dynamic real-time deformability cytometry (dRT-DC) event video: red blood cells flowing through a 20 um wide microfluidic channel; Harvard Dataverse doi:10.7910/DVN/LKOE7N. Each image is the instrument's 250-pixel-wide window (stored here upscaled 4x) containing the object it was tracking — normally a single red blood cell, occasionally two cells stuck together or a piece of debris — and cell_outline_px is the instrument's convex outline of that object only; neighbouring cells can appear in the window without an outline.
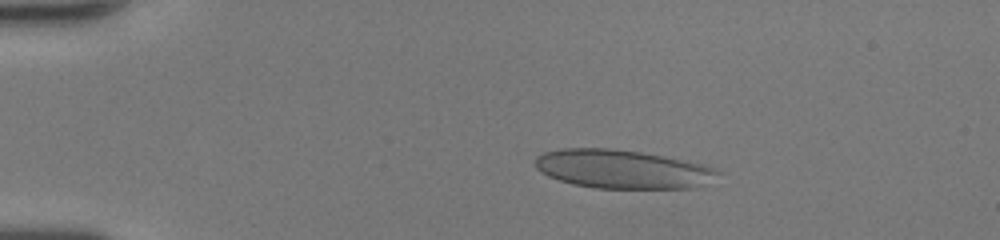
{"species": "human", "species_latin": "Homo sapiens", "temperature_condition": "room temperature", "stored_images_in_passage": 40, "camera_frame_rate_fps": 3000, "um_per_image_px": 0.085, "donor": {"sex": "female"}, "frame": {"image": 1, "passage_image": 1, "time_ms": 0.0, "image_size_px": [1000, 240], "cell_outline_px": [[724, 172], [692, 188], [596, 188], [572, 184], [548, 176], [540, 172], [536, 168], [536, 156], [544, 152], [560, 148], [612, 148], [640, 152], [704, 164], [716, 168]], "centroid_in_image_um": [52.86, 14.37], "position_along_channel_um": 32.1, "area_um2": 40.98}}
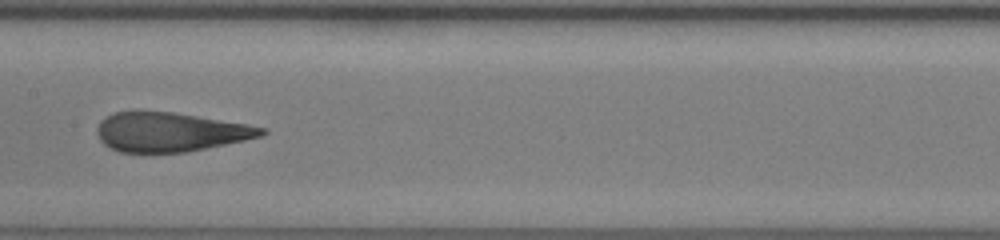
{"frame": {"image": 2, "passage_image": 17, "time_ms": 5.333, "image_size_px": [1000, 240], "cell_outline_px": [[268, 132], [260, 136], [244, 140], [184, 152], [120, 152], [108, 148], [100, 140], [96, 132], [96, 128], [100, 120], [112, 112], [172, 112], [248, 124], [268, 128]], "centroid_in_image_um": [14.44, 11.22], "position_along_channel_um": 193.0, "area_um2": 37.34}}
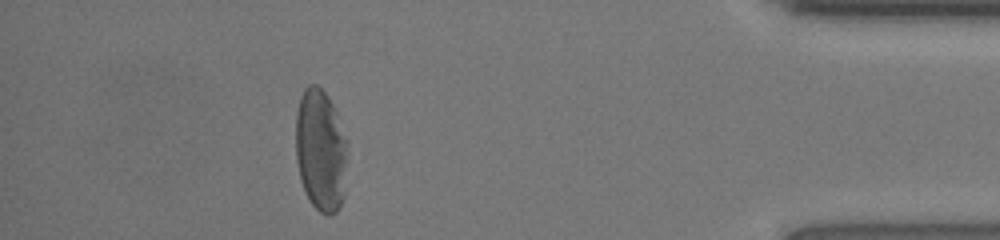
{"frame": {"image": 3, "passage_image": 35, "time_ms": 11.333, "image_size_px": [1000, 240], "cell_outline_px": [[348, 140], [344, 196], [336, 212], [328, 216], [320, 212], [312, 204], [304, 192], [300, 180], [296, 160], [296, 112], [300, 96], [304, 88], [308, 84], [316, 84], [328, 96], [336, 112]], "centroid_in_image_um": [27.26, 12.77], "position_along_channel_um": 407.9, "area_um2": 37.4}, "authors_computed_cell_mechanics": {"area_um2": 39.1017, "velocity_mm_per_s": 4.3177, "shape_relaxation_time_tau1_ms": 10.742, "shape_relaxation_time_tau2_ms": 0.8101, "deformation_change_tau1": 0.341, "deformation_change_tau2": 0.0948}}